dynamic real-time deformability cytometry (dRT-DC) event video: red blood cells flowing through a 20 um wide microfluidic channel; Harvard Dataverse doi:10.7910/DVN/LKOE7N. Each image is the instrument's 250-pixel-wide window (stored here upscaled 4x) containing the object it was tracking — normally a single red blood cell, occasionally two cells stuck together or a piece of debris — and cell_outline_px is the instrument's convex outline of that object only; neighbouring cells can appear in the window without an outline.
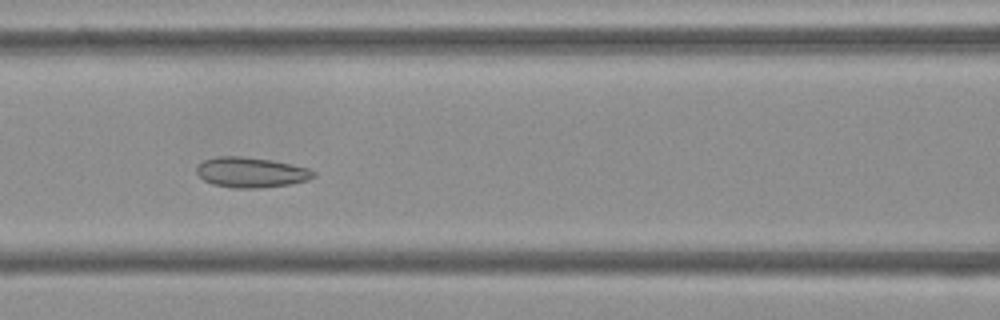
{"species": "Egyptian fruit bat (a non-hibernating species)", "species_latin": "Rousettus aegyptiacus", "temperature_condition": "cold", "stored_images_in_passage": 55, "camera_frame_rate_fps": 3000, "um_per_image_px": 0.085, "frame": {"image": 1, "passage_image": 24, "time_ms": 7.667, "image_size_px": [1000, 320], "cell_outline_px": [[316, 176], [308, 180], [292, 184], [256, 188], [232, 188], [212, 184], [204, 180], [196, 172], [196, 168], [204, 160], [216, 156], [240, 156], [268, 160], [308, 168], [316, 172]], "centroid_in_image_um": [21.33, 14.66], "position_along_channel_um": 145.3, "area_um2": 20.46}}
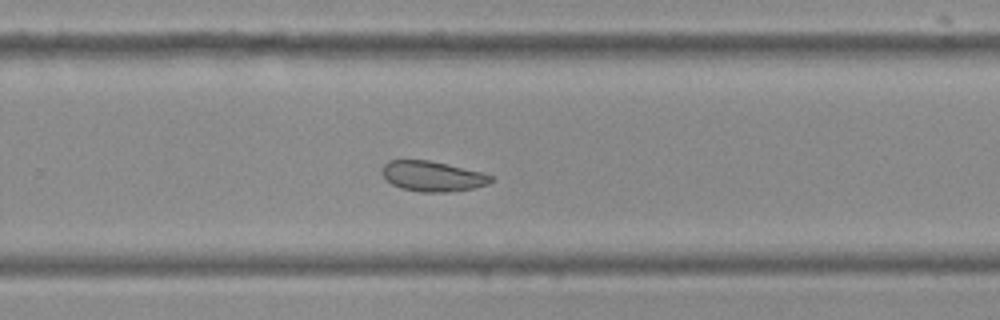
{"frame": {"image": 2, "passage_image": 36, "time_ms": 11.667, "image_size_px": [1000, 320], "cell_outline_px": [[496, 180], [488, 184], [472, 188], [448, 192], [420, 192], [400, 188], [392, 184], [384, 176], [384, 164], [388, 160], [428, 160], [484, 172], [492, 176]], "centroid_in_image_um": [36.82, 14.98], "position_along_channel_um": 293.0, "area_um2": 19.13}}
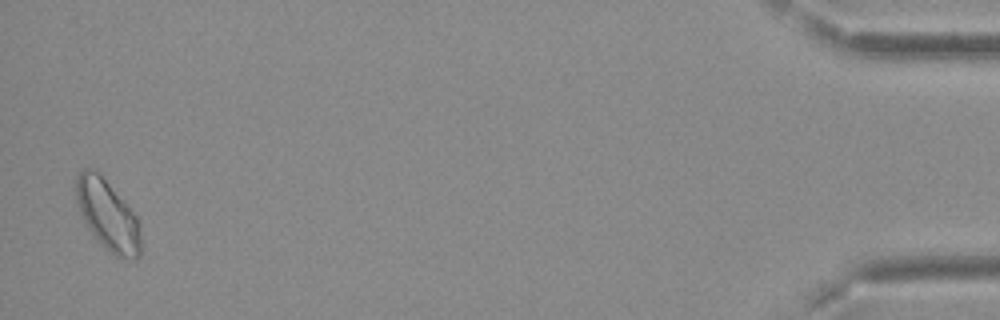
{"frame": {"image": 3, "passage_image": 54, "time_ms": 17.667, "image_size_px": [1000, 320], "cell_outline_px": [[140, 256], [136, 260], [116, 256], [104, 248], [92, 236], [80, 212], [76, 200], [76, 176], [84, 168], [92, 168], [108, 184], [136, 216], [140, 224]], "centroid_in_image_um": [9.14, 18.34], "position_along_channel_um": 426.1, "area_um2": 26.13}, "authors_computed_cell_mechanics": {"area_um2": 22.542, "velocity_mm_per_s": 3.7048, "shape_relaxation_time_tau1_ms": null, "shape_relaxation_time_tau2_ms": 1.4361, "deformation_change_tau1": null, "deformation_change_tau2": 0.0557}}